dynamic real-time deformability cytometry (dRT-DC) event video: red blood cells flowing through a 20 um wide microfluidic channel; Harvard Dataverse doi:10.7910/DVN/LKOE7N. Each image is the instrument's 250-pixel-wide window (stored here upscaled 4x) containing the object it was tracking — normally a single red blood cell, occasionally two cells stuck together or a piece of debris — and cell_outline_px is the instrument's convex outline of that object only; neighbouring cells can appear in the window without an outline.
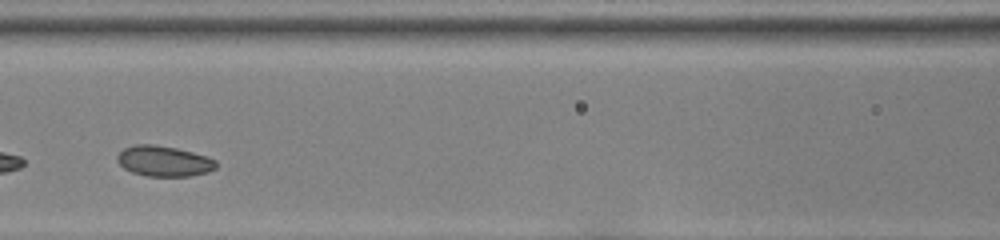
{"species": "common noctule bat (a hibernating species)", "species_latin": "Nyctalus noctula", "temperature_condition": "room temperature", "stored_images_in_passage": 31, "camera_frame_rate_fps": 3000, "um_per_image_px": 0.085, "animal": {"sex": "female", "body_mass_g": 22.0, "forearm_length_mm": 56.7}, "frame": {"image": 1, "passage_image": 10, "time_ms": 3.0, "image_size_px": [1000, 240], "cell_outline_px": [[216, 168], [208, 172], [188, 176], [144, 176], [132, 172], [124, 168], [116, 160], [116, 156], [124, 148], [132, 144], [152, 144], [176, 148], [208, 156], [216, 160]], "centroid_in_image_um": [13.92, 13.69], "position_along_channel_um": 152.7, "area_um2": 17.69}, "authors_computed_cell_mechanics": {"area_um2": 17.4556, "velocity_mm_per_s": 3.8382, "shape_relaxation_time_tau1_ms": 2.984, "shape_relaxation_time_tau2_ms": null, "deformation_change_tau1": 0.0697, "deformation_change_tau2": null}}